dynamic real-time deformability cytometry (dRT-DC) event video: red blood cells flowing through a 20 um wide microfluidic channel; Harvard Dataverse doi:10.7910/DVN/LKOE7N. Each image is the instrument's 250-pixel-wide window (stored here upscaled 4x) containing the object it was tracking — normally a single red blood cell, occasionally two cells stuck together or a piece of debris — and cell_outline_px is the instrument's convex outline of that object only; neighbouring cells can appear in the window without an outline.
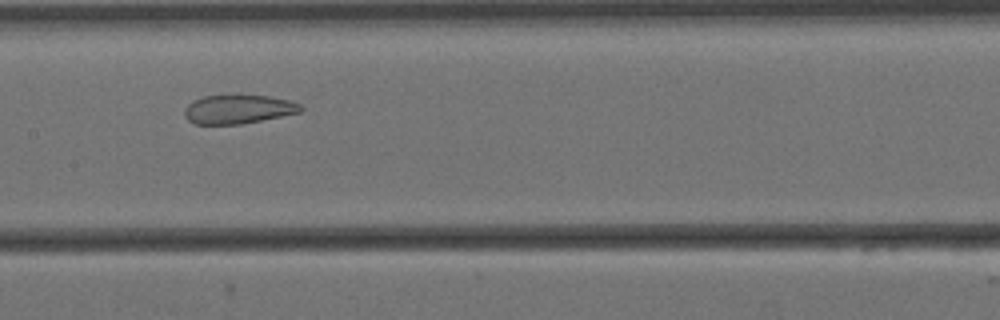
{"species": "Egyptian fruit bat (a non-hibernating species)", "species_latin": "Rousettus aegyptiacus", "temperature_condition": "cold", "stored_images_in_passage": 13, "camera_frame_rate_fps": 3000, "um_per_image_px": 0.085, "animal": {"sex": "female"}, "frame": {"image": 1, "passage_image": 6, "time_ms": 1.667, "image_size_px": [1000, 320], "cell_outline_px": [[304, 108], [300, 112], [240, 124], [196, 124], [188, 120], [184, 116], [184, 108], [192, 100], [204, 96], [268, 96], [288, 100], [300, 104]], "centroid_in_image_um": [20.21, 9.29], "position_along_channel_um": 187.2, "area_um2": 19.25}}
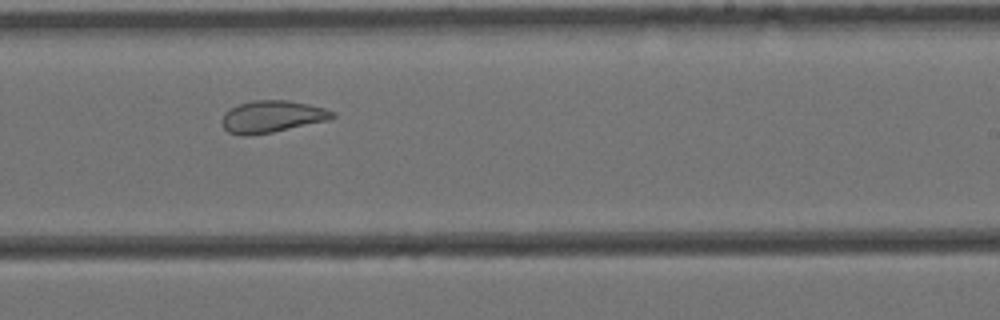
{"frame": {"image": 2, "passage_image": 8, "time_ms": 2.333, "image_size_px": [1000, 320], "cell_outline_px": [[336, 116], [328, 120], [272, 132], [248, 136], [240, 136], [228, 132], [224, 128], [224, 112], [240, 104], [256, 100], [288, 100], [308, 104], [324, 108], [332, 112]], "centroid_in_image_um": [23.12, 9.92], "position_along_channel_um": 265.9, "area_um2": 20.23}}
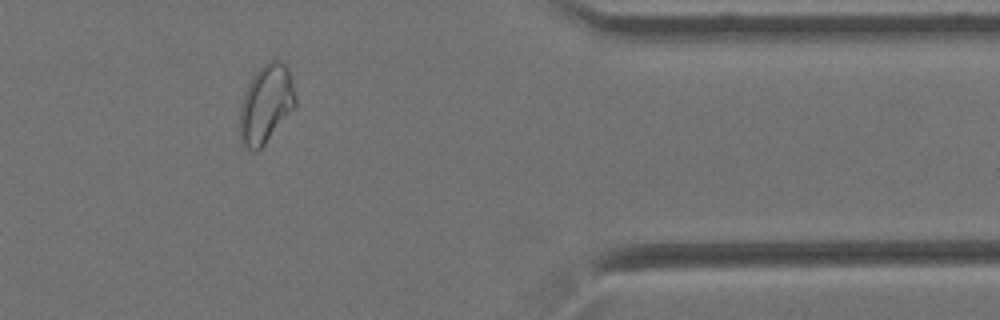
{"frame": {"image": 3, "passage_image": 11, "time_ms": 3.333, "image_size_px": [1000, 320], "cell_outline_px": [[296, 108], [264, 144], [256, 152], [252, 152], [240, 144], [240, 108], [244, 92], [252, 76], [268, 60], [284, 60], [288, 68], [296, 96]], "centroid_in_image_um": [22.62, 8.85], "position_along_channel_um": 388.8, "area_um2": 25.78}}